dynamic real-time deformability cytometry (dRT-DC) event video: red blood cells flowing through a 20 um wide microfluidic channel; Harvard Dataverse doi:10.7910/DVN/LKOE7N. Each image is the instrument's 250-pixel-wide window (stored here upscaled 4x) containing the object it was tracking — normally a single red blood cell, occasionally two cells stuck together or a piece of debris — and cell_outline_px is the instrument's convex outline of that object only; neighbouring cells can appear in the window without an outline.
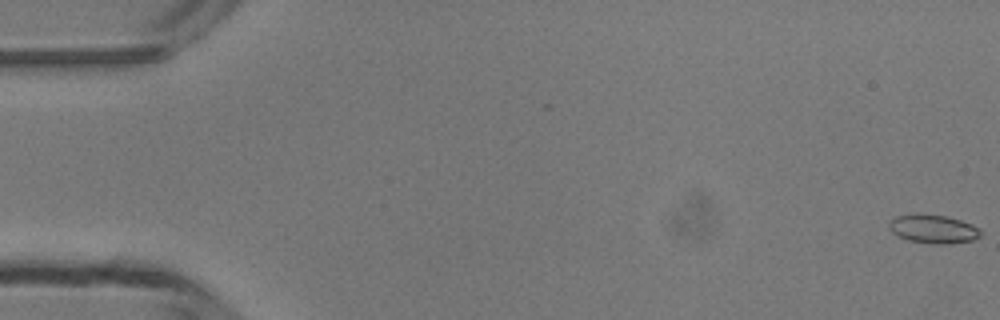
{"species": "common noctule bat (a hibernating species)", "species_latin": "Nyctalus noctula", "temperature_condition": "room temperature", "stored_images_in_passage": 14, "camera_frame_rate_fps": 3000, "um_per_image_px": 0.085, "animal": {"sex": "male", "body_mass_g": 13.3}, "frame": {"image": 1, "passage_image": 1, "time_ms": 0.0, "image_size_px": [1000, 320], "cell_outline_px": [[980, 236], [972, 240], [948, 244], [940, 244], [908, 240], [892, 232], [888, 228], [888, 220], [896, 216], [948, 216], [972, 224], [980, 228]], "centroid_in_image_um": [79.35, 19.48], "position_along_channel_um": 5.7, "area_um2": 14.74}}